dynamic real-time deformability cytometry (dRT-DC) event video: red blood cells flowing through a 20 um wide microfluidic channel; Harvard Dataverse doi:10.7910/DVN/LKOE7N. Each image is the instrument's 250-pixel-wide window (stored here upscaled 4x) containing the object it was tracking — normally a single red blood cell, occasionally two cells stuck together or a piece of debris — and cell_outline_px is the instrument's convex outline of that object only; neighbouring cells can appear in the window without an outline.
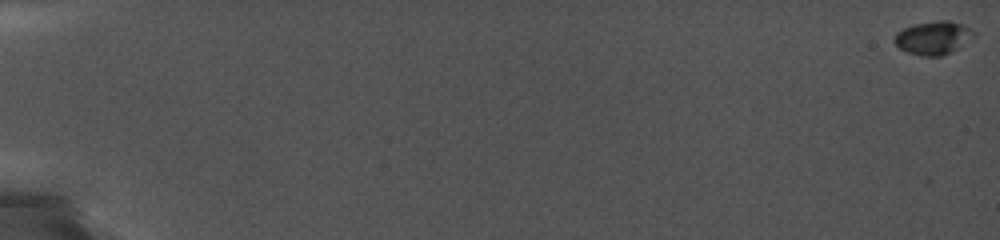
{"species": "common noctule bat (a hibernating species)", "species_latin": "Nyctalus noctula", "temperature_condition": "cold", "stored_images_in_passage": 79, "camera_frame_rate_fps": 5000, "um_per_image_px": 0.085, "animal": {"sex": "female", "body_mass_g": 19.0, "forearm_length_mm": 56.7}, "frame": {"image": 1, "passage_image": 1, "time_ms": 0.0, "image_size_px": [1000, 240], "cell_outline_px": [[976, 36], [956, 48], [940, 56], [920, 56], [908, 52], [900, 48], [896, 44], [896, 32], [912, 24], [940, 20], [948, 20], [960, 24], [976, 32]], "centroid_in_image_um": [79.33, 3.2], "position_along_channel_um": 5.7, "area_um2": 15.09}}
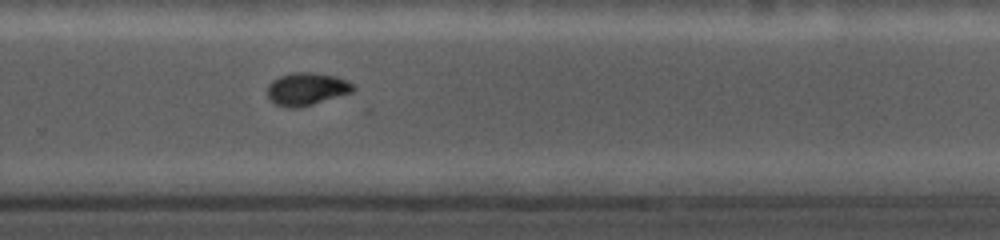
{"frame": {"image": 2, "passage_image": 70, "time_ms": 13.6, "image_size_px": [1000, 240], "cell_outline_px": [[356, 88], [352, 92], [300, 108], [288, 108], [276, 104], [268, 96], [268, 84], [272, 80], [280, 76], [292, 72], [316, 72], [336, 76], [352, 84]], "centroid_in_image_um": [26.06, 7.55], "position_along_channel_um": 303.7, "area_um2": 16.3}}
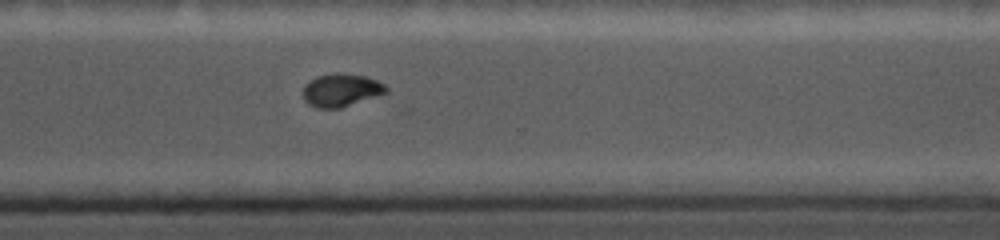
{"frame": {"image": 3, "passage_image": 78, "time_ms": 14.6, "image_size_px": [1000, 240], "cell_outline_px": [[388, 92], [340, 108], [320, 108], [308, 104], [304, 100], [304, 84], [308, 80], [316, 76], [336, 72], [340, 72], [364, 76], [376, 80], [384, 84], [388, 88]], "centroid_in_image_um": [28.98, 7.64], "position_along_channel_um": 341.6, "area_um2": 15.95}}